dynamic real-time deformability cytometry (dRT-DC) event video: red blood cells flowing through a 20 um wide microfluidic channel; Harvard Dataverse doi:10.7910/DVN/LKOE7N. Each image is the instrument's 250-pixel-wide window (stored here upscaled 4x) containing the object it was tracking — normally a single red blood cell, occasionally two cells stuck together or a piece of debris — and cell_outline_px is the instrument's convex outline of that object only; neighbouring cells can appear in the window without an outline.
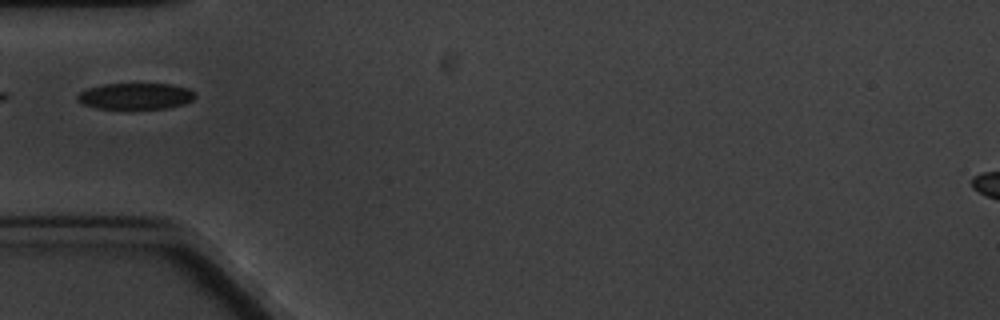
{"species": "common noctule bat (a hibernating species)", "species_latin": "Nyctalus noctula", "temperature_condition": "cold", "stored_images_in_passage": 9, "camera_frame_rate_fps": 3000, "um_per_image_px": 0.085, "animal": {"sex": "male", "body_mass_g": 20.1, "forearm_length_mm": 53.5}, "frame": {"image": 1, "passage_image": 3, "time_ms": 2.333, "image_size_px": [1000, 320], "cell_outline_px": [[196, 96], [192, 100], [184, 104], [164, 108], [96, 108], [80, 104], [76, 100], [76, 96], [80, 92], [88, 88], [104, 84], [172, 84], [188, 88], [196, 92]], "centroid_in_image_um": [11.51, 8.16], "position_along_channel_um": 73.5, "area_um2": 18.03}}